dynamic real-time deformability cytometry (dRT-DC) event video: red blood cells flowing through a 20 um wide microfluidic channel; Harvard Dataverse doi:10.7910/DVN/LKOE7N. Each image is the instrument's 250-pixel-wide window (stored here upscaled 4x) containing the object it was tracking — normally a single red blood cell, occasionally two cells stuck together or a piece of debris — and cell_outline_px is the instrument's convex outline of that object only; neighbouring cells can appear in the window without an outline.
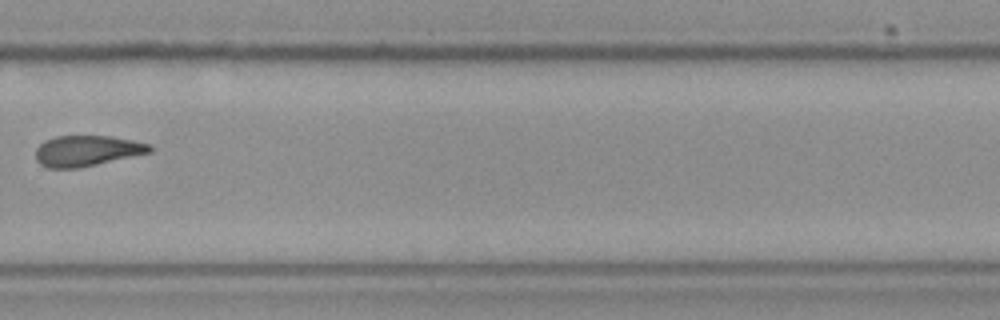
{"species": "Egyptian fruit bat (a non-hibernating species)", "species_latin": "Rousettus aegyptiacus", "temperature_condition": "cold", "stored_images_in_passage": 12, "camera_frame_rate_fps": 3000, "um_per_image_px": 0.085, "frame": {"image": 1, "passage_image": 9, "time_ms": 2.667, "image_size_px": [1000, 320], "cell_outline_px": [[152, 152], [80, 168], [48, 168], [40, 164], [36, 160], [36, 148], [44, 140], [56, 136], [112, 136], [152, 144]], "centroid_in_image_um": [7.39, 12.82], "position_along_channel_um": 322.4, "area_um2": 20.58}}
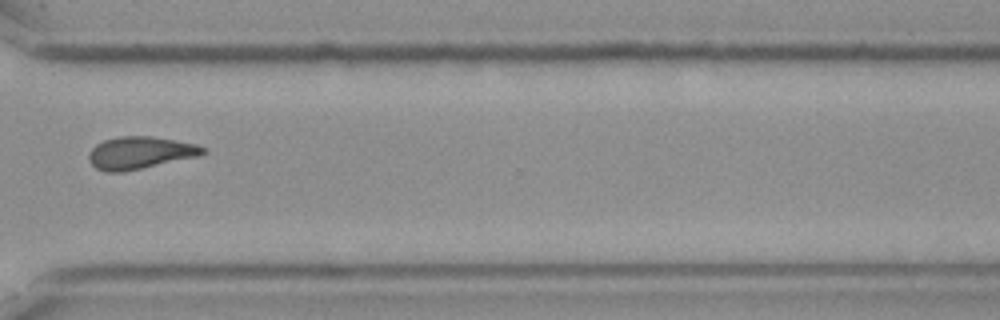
{"frame": {"image": 2, "passage_image": 10, "time_ms": 3.0, "image_size_px": [1000, 320], "cell_outline_px": [[208, 152], [196, 156], [140, 168], [120, 172], [108, 172], [96, 168], [88, 160], [88, 152], [96, 144], [104, 140], [120, 136], [152, 136], [196, 144], [208, 148]], "centroid_in_image_um": [11.88, 12.97], "position_along_channel_um": 358.7, "area_um2": 21.27}}